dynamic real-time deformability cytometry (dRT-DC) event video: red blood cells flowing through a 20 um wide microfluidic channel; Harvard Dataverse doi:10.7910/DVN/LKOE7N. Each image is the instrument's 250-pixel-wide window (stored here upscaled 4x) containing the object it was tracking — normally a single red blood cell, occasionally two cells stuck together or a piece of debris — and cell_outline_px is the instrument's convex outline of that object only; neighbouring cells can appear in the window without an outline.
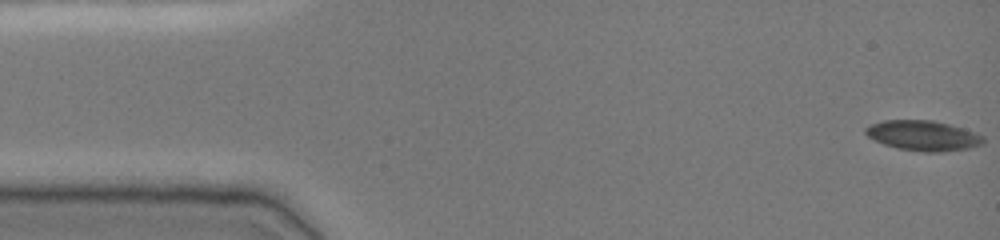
{"species": "common noctule bat (a hibernating species)", "species_latin": "Nyctalus noctula", "temperature_condition": "cold", "stored_images_in_passage": 49, "camera_frame_rate_fps": 3000, "um_per_image_px": 0.085, "animal": {"sex": "female", "body_mass_g": 19.0, "forearm_length_mm": 51.5}, "frame": {"image": 1, "passage_image": 1, "time_ms": 0.0, "image_size_px": [1000, 240], "cell_outline_px": [[984, 144], [968, 148], [944, 152], [924, 152], [896, 148], [884, 144], [868, 136], [864, 132], [864, 128], [872, 124], [884, 120], [932, 120], [948, 124], [984, 136]], "centroid_in_image_um": [78.45, 11.53], "position_along_channel_um": 6.5, "area_um2": 20.52}}
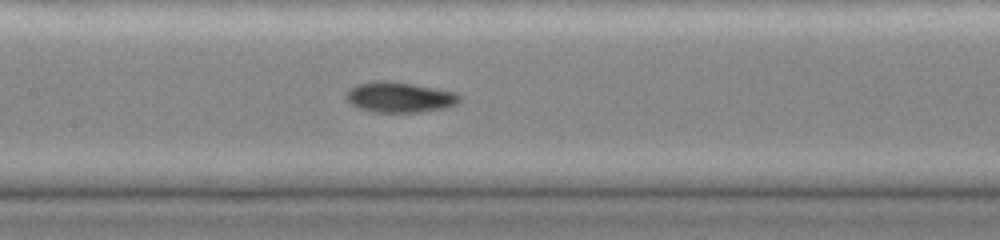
{"frame": {"image": 2, "passage_image": 23, "time_ms": 7.333, "image_size_px": [1000, 240], "cell_outline_px": [[460, 100], [456, 104], [448, 108], [420, 112], [372, 112], [360, 108], [352, 104], [344, 96], [348, 88], [356, 84], [376, 80], [388, 80], [460, 92]], "centroid_in_image_um": [33.98, 8.25], "position_along_channel_um": 173.4, "area_um2": 20.46}}
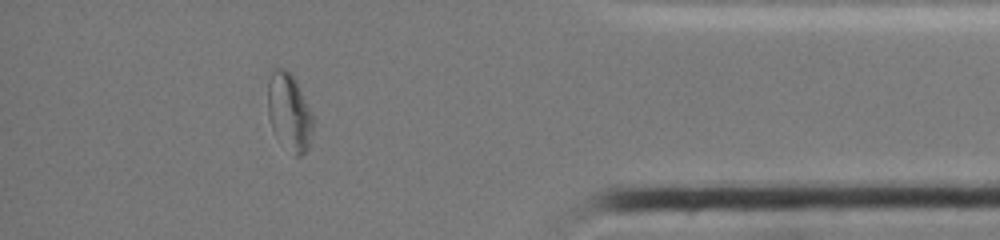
{"frame": {"image": 3, "passage_image": 43, "time_ms": 14.0, "image_size_px": [1000, 240], "cell_outline_px": [[316, 120], [308, 148], [300, 156], [296, 156], [276, 136], [272, 128], [268, 116], [268, 68], [284, 68], [296, 80]], "centroid_in_image_um": [24.59, 9.47], "position_along_channel_um": 410.6, "area_um2": 20.75}, "authors_computed_cell_mechanics": {"area_um2": 19.941, "velocity_mm_per_s": 3.909, "shape_relaxation_time_tau1_ms": null, "shape_relaxation_time_tau2_ms": 2.962, "deformation_change_tau1": null, "deformation_change_tau2": 0.0676}}